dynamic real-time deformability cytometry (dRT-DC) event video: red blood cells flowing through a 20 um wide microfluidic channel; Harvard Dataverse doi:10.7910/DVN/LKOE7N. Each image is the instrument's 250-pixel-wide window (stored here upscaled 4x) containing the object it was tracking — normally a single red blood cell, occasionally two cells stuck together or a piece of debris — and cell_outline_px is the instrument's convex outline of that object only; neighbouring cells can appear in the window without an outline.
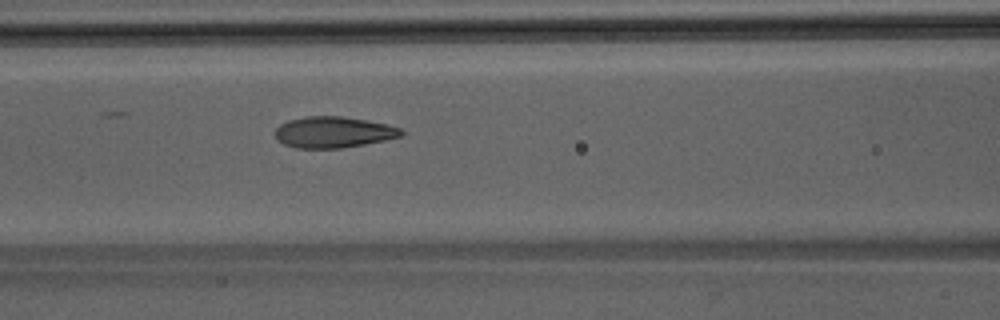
{"species": "Egyptian fruit bat (a non-hibernating species)", "species_latin": "Rousettus aegyptiacus", "temperature_condition": "room temperature", "stored_images_in_passage": 48, "camera_frame_rate_fps": 3000, "um_per_image_px": 0.085, "animal": {"sex": "male"}, "frame": {"image": 1, "passage_image": 21, "time_ms": 6.667, "image_size_px": [1000, 320], "cell_outline_px": [[404, 132], [400, 136], [384, 140], [344, 148], [296, 148], [284, 144], [276, 140], [276, 128], [280, 124], [288, 120], [304, 116], [340, 116], [368, 120], [388, 124], [400, 128]], "centroid_in_image_um": [28.32, 11.23], "position_along_channel_um": 138.3, "area_um2": 22.95}}
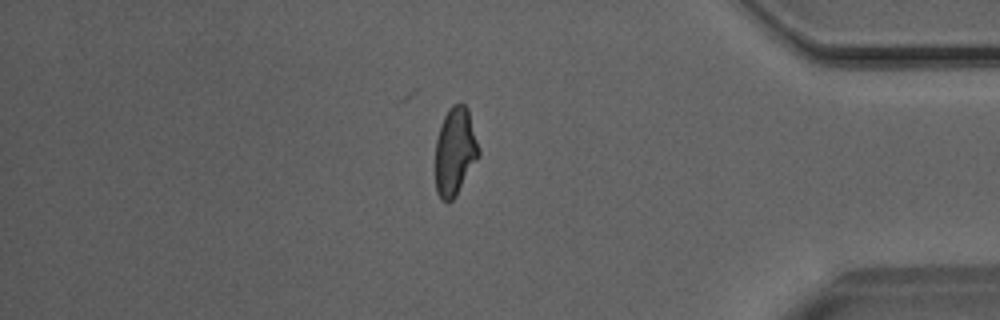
{"frame": {"image": 2, "passage_image": 41, "time_ms": 13.333, "image_size_px": [1000, 320], "cell_outline_px": [[480, 156], [456, 196], [448, 204], [440, 200], [436, 192], [436, 140], [440, 124], [448, 108], [452, 104], [460, 100], [468, 108], [480, 152]], "centroid_in_image_um": [38.67, 12.87], "position_along_channel_um": 396.5, "area_um2": 22.66}}
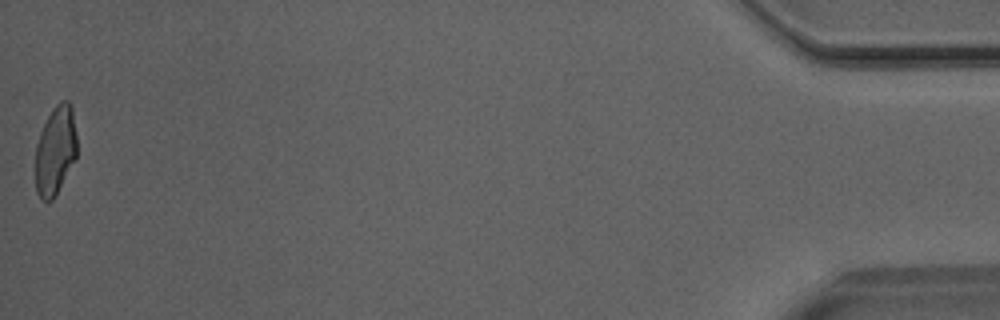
{"frame": {"image": 3, "passage_image": 48, "time_ms": 15.667, "image_size_px": [1000, 320], "cell_outline_px": [[76, 156], [52, 200], [40, 200], [36, 192], [36, 144], [40, 132], [52, 108], [60, 100], [68, 100], [72, 104], [76, 132]], "centroid_in_image_um": [4.7, 12.73], "position_along_channel_um": 430.5, "area_um2": 21.33}}